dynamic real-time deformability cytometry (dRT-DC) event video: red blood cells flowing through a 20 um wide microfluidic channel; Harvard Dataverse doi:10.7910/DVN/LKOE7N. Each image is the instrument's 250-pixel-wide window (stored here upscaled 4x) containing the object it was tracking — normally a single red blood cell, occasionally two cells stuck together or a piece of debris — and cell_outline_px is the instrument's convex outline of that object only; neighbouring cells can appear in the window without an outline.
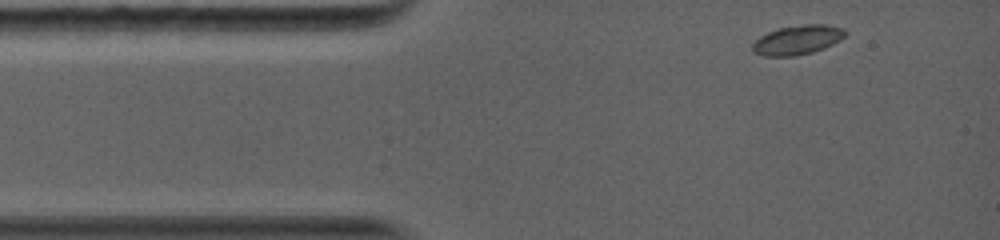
{"species": "common noctule bat (a hibernating species)", "species_latin": "Nyctalus noctula", "temperature_condition": "warm", "stored_images_in_passage": 29, "camera_frame_rate_fps": 5000, "um_per_image_px": 0.085, "animal": {"sex": "female", "body_mass_g": 19.0, "forearm_length_mm": 56.7}, "frame": {"image": 1, "passage_image": 1, "time_ms": 0.0, "image_size_px": [1000, 240], "cell_outline_px": [[848, 32], [840, 40], [824, 48], [812, 52], [796, 56], [764, 56], [752, 52], [752, 44], [760, 36], [768, 32], [780, 28], [804, 24], [824, 24], [844, 28]], "centroid_in_image_um": [67.79, 3.39], "position_along_channel_um": 17.2, "area_um2": 15.9}}
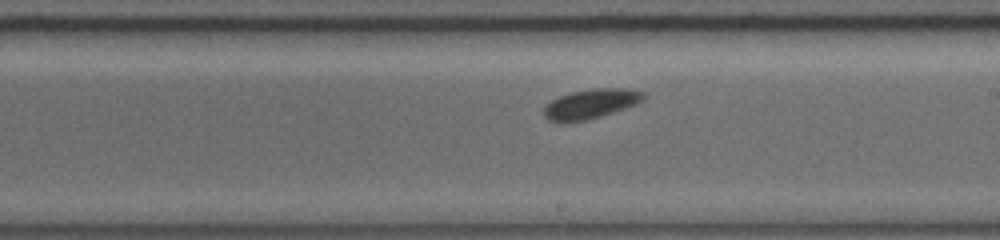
{"frame": {"image": 2, "passage_image": 17, "time_ms": 6.6, "image_size_px": [1000, 240], "cell_outline_px": [[644, 100], [636, 104], [600, 116], [568, 124], [548, 120], [544, 116], [544, 108], [552, 100], [560, 96], [572, 92], [592, 88], [632, 88], [644, 92]], "centroid_in_image_um": [50.22, 8.83], "position_along_channel_um": 238.8, "area_um2": 17.22}}
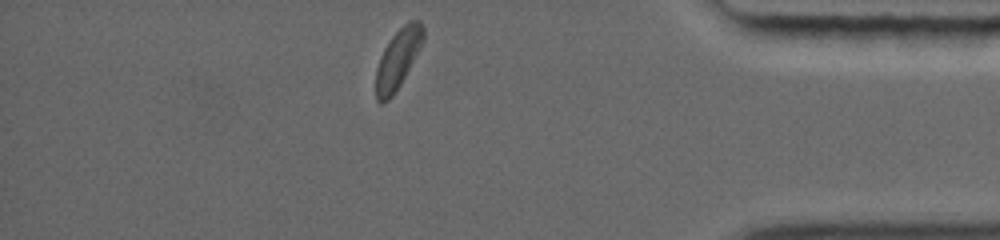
{"frame": {"image": 3, "passage_image": 29, "time_ms": 11.4, "image_size_px": [1000, 240], "cell_outline_px": [[424, 40], [400, 84], [392, 96], [388, 100], [380, 104], [376, 100], [376, 68], [380, 56], [384, 48], [392, 36], [408, 20], [420, 20], [424, 28]], "centroid_in_image_um": [33.81, 4.99], "position_along_channel_um": 401.4, "area_um2": 16.24}, "authors_computed_cell_mechanics": {"area_um2": 16.2418, "velocity_mm_per_s": 4.0216, "shape_relaxation_time_tau1_ms": 3.5875, "shape_relaxation_time_tau2_ms": null, "deformation_change_tau1": 0.1013, "deformation_change_tau2": null}}